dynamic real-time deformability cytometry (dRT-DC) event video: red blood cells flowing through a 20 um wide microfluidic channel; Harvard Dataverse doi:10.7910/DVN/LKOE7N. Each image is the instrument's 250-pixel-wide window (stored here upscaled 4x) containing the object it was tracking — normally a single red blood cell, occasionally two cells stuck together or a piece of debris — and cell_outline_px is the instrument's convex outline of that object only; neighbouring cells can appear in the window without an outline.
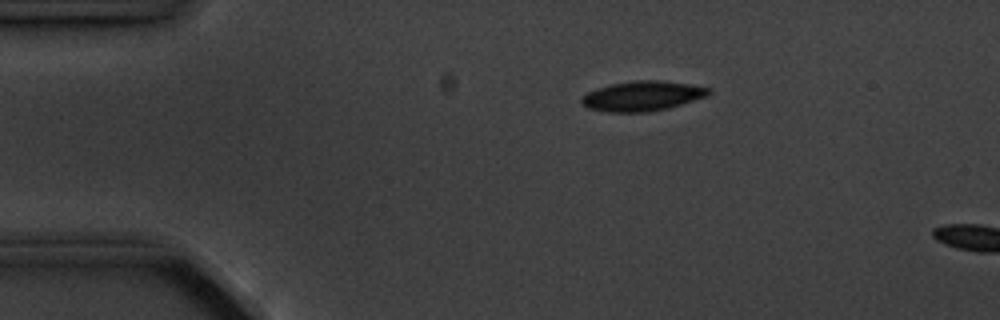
{"species": "common noctule bat (a hibernating species)", "species_latin": "Nyctalus noctula", "temperature_condition": "cold", "stored_images_in_passage": 5, "camera_frame_rate_fps": 3000, "um_per_image_px": 0.085, "animal": {"sex": "male", "body_mass_g": 20.1, "forearm_length_mm": 53.5}, "frame": {"image": 1, "passage_image": 2, "time_ms": 2.333, "image_size_px": [1000, 320], "cell_outline_px": [[712, 92], [708, 96], [668, 108], [648, 112], [608, 112], [588, 108], [580, 104], [580, 100], [588, 92], [612, 84], [636, 80], [660, 80], [688, 84], [712, 88]], "centroid_in_image_um": [54.63, 8.16], "position_along_channel_um": 30.4, "area_um2": 22.08}}